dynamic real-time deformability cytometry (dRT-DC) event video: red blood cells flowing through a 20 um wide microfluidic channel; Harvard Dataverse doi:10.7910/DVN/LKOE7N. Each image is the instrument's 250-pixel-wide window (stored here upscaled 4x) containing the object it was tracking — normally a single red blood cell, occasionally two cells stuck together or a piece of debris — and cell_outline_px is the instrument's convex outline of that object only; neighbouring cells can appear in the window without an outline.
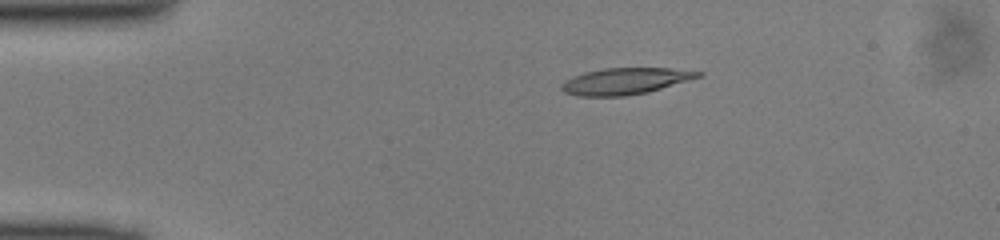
{"species": "common noctule bat (a hibernating species)", "species_latin": "Nyctalus noctula", "temperature_condition": "cold", "stored_images_in_passage": 40, "camera_frame_rate_fps": 3000, "um_per_image_px": 0.085, "animal": {"sex": "male", "body_mass_g": 13.0, "forearm_length_mm": 53.1}, "frame": {"image": 1, "passage_image": 1, "time_ms": 0.0, "image_size_px": [1000, 240], "cell_outline_px": [[704, 76], [648, 92], [624, 96], [580, 96], [564, 92], [560, 88], [560, 84], [564, 80], [572, 76], [584, 72], [604, 68], [668, 68], [704, 72]], "centroid_in_image_um": [53.14, 6.89], "position_along_channel_um": 31.9, "area_um2": 21.21}}
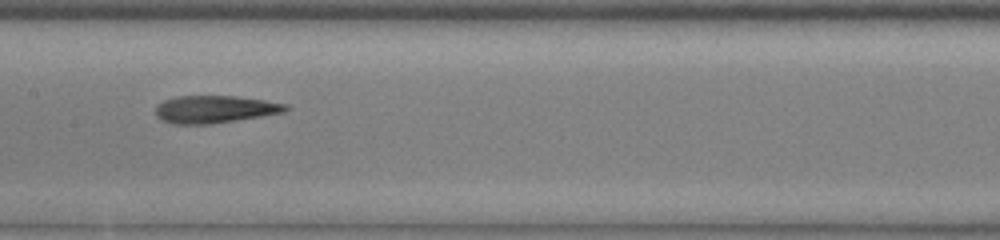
{"frame": {"image": 2, "passage_image": 16, "time_ms": 5.0, "image_size_px": [1000, 240], "cell_outline_px": [[288, 108], [284, 112], [212, 124], [172, 124], [160, 120], [156, 116], [156, 104], [164, 100], [176, 96], [236, 96], [264, 100], [288, 104]], "centroid_in_image_um": [18.21, 9.29], "position_along_channel_um": 189.2, "area_um2": 20.87}}
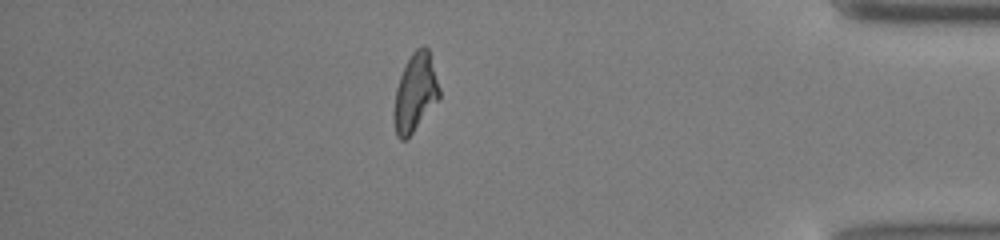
{"frame": {"image": 3, "passage_image": 34, "time_ms": 11.0, "image_size_px": [1000, 240], "cell_outline_px": [[440, 96], [412, 132], [404, 140], [400, 140], [396, 136], [392, 116], [392, 112], [396, 88], [400, 76], [412, 52], [416, 48], [424, 44], [428, 48], [440, 88]], "centroid_in_image_um": [35.26, 7.86], "position_along_channel_um": 399.9, "area_um2": 20.46}}